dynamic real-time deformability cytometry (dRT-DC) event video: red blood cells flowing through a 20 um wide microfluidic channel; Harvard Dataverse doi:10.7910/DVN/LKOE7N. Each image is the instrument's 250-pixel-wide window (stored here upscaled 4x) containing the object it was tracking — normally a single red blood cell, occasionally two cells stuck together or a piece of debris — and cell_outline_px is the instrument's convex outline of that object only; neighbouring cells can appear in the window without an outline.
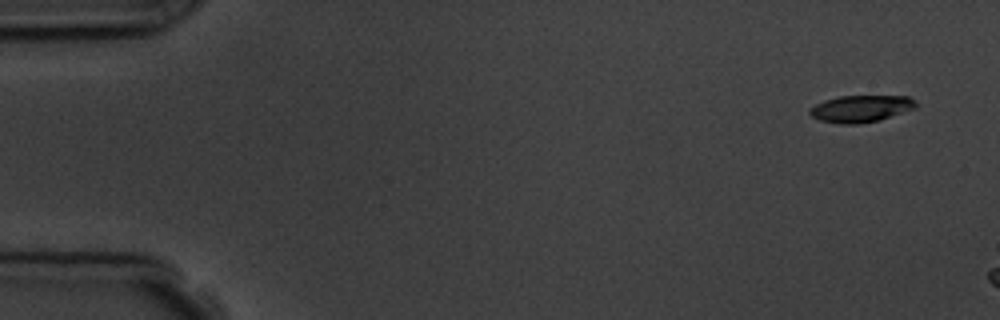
{"species": "common noctule bat (a hibernating species)", "species_latin": "Nyctalus noctula", "temperature_condition": "room temperature", "stored_images_in_passage": 3, "camera_frame_rate_fps": 3000, "um_per_image_px": 0.085, "animal": {"sex": "male", "body_mass_g": 19.5, "forearm_length_mm": 54.6}, "frame": {"image": 1, "passage_image": 1, "time_ms": 0.0, "image_size_px": [1000, 320], "cell_outline_px": [[916, 108], [880, 120], [860, 124], [840, 124], [820, 120], [812, 116], [808, 112], [816, 104], [824, 100], [840, 96], [908, 96], [916, 104]], "centroid_in_image_um": [73.17, 9.24], "position_along_channel_um": 11.8, "area_um2": 16.53}}